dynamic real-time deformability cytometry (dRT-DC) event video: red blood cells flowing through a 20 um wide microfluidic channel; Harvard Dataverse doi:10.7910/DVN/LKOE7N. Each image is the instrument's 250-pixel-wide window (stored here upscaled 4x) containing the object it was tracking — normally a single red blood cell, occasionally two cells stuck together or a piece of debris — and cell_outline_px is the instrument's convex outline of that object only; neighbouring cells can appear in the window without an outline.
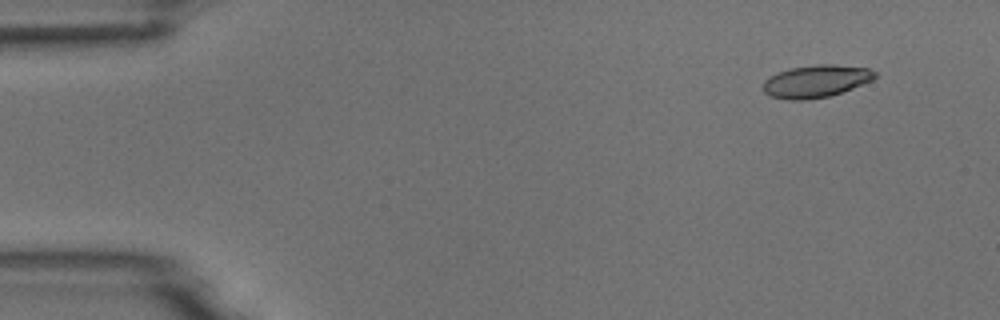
{"species": "common noctule bat (a hibernating species)", "species_latin": "Nyctalus noctula", "temperature_condition": "room temperature", "stored_images_in_passage": 5, "camera_frame_rate_fps": 3000, "um_per_image_px": 0.085, "animal": {"sex": "male", "body_mass_g": 18.8}, "frame": {"image": 1, "passage_image": 2, "time_ms": 1.333, "image_size_px": [1000, 320], "cell_outline_px": [[876, 76], [872, 80], [852, 88], [828, 96], [804, 100], [788, 100], [768, 96], [764, 92], [764, 80], [788, 68], [816, 64], [836, 64], [868, 68], [876, 72]], "centroid_in_image_um": [69.35, 6.9], "position_along_channel_um": 15.7, "area_um2": 21.04}}
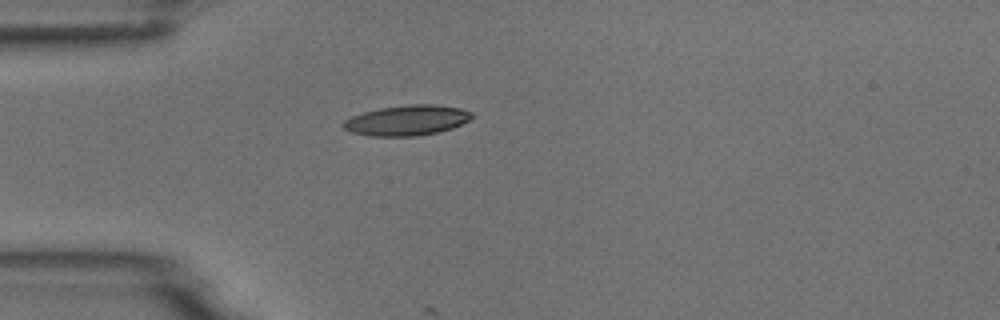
{"frame": {"image": 2, "passage_image": 5, "time_ms": 4.667, "image_size_px": [1000, 320], "cell_outline_px": [[472, 116], [468, 120], [452, 128], [440, 132], [416, 136], [368, 136], [352, 132], [344, 128], [340, 124], [344, 120], [352, 116], [364, 112], [380, 108], [408, 104], [432, 104], [460, 108], [472, 112]], "centroid_in_image_um": [34.56, 10.23], "position_along_channel_um": 50.4, "area_um2": 22.66}}